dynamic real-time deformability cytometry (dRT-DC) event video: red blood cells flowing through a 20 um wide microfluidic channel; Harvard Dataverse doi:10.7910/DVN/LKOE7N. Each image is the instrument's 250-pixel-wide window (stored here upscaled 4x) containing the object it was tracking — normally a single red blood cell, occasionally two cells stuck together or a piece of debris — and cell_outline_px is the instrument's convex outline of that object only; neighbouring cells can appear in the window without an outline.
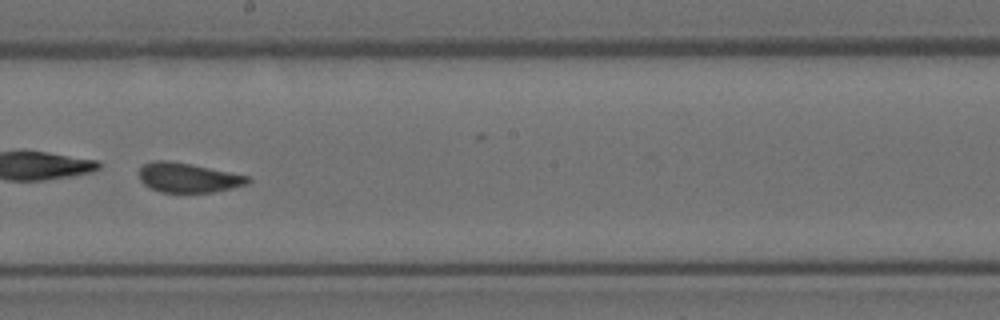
{"species": "Egyptian fruit bat (a non-hibernating species)", "species_latin": "Rousettus aegyptiacus", "temperature_condition": "room temperature", "stored_images_in_passage": 47, "camera_frame_rate_fps": 3000, "um_per_image_px": 0.085, "animal": {"sex": "female"}, "frame": {"image": 1, "passage_image": 27, "time_ms": 8.667, "image_size_px": [1000, 320], "cell_outline_px": [[252, 180], [248, 184], [232, 188], [212, 192], [160, 192], [144, 184], [140, 180], [140, 168], [144, 164], [156, 160], [168, 160], [192, 164], [248, 176]], "centroid_in_image_um": [16.0, 15.1], "position_along_channel_um": 232.2, "area_um2": 18.61}}